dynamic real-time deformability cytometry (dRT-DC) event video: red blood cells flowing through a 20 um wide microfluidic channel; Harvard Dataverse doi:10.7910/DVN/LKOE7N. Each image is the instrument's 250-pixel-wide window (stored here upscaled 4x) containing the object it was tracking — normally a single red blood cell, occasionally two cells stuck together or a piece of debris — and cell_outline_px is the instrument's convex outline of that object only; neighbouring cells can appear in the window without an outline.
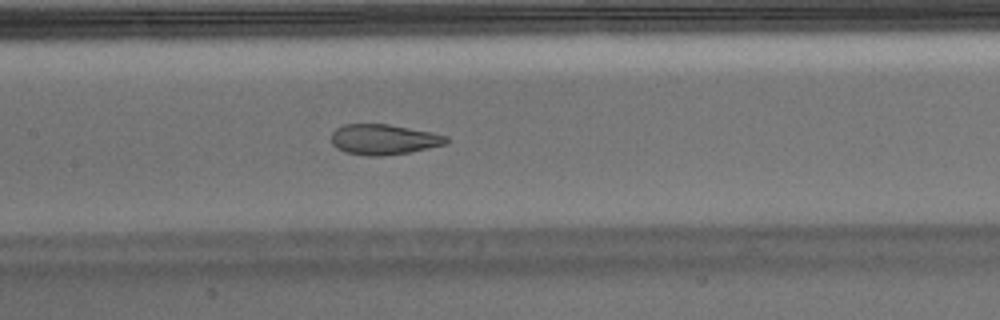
{"species": "Egyptian fruit bat (a non-hibernating species)", "species_latin": "Rousettus aegyptiacus", "temperature_condition": "warm", "stored_images_in_passage": 53, "camera_frame_rate_fps": 3000, "um_per_image_px": 0.085, "animal": {"sex": "male"}, "frame": {"image": 1, "passage_image": 25, "time_ms": 8.0, "image_size_px": [1000, 320], "cell_outline_px": [[448, 144], [408, 152], [384, 156], [368, 156], [344, 152], [336, 148], [332, 144], [332, 132], [336, 128], [344, 124], [388, 124], [432, 132], [448, 136]], "centroid_in_image_um": [32.61, 11.85], "position_along_channel_um": 174.8, "area_um2": 20.46}}
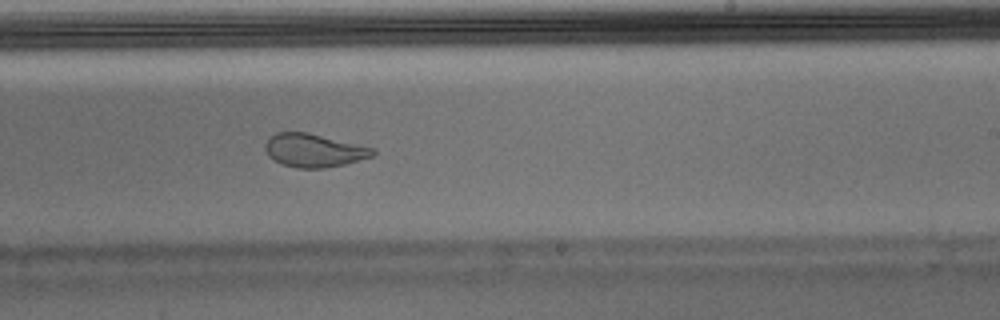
{"frame": {"image": 2, "passage_image": 32, "time_ms": 10.333, "image_size_px": [1000, 320], "cell_outline_px": [[376, 152], [372, 156], [344, 164], [324, 168], [296, 168], [284, 164], [268, 156], [264, 148], [264, 144], [276, 132], [308, 132], [376, 148]], "centroid_in_image_um": [26.7, 12.77], "position_along_channel_um": 262.3, "area_um2": 20.81}}
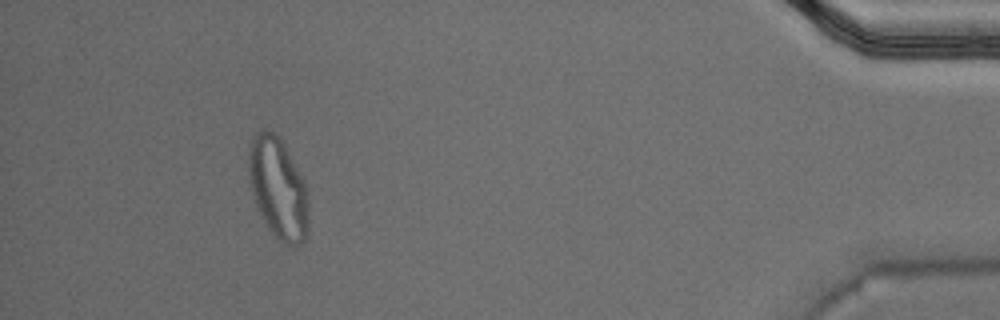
{"frame": {"image": 3, "passage_image": 49, "time_ms": 16.0, "image_size_px": [1000, 320], "cell_outline_px": [[308, 232], [304, 240], [296, 248], [292, 248], [280, 240], [268, 228], [260, 216], [252, 192], [248, 172], [248, 152], [252, 140], [256, 132], [264, 128], [272, 132], [284, 144], [304, 180], [308, 196]], "centroid_in_image_um": [23.65, 16.04], "position_along_channel_um": 411.6, "area_um2": 35.43}, "authors_computed_cell_mechanics": {"area_um2": 22.6576, "velocity_mm_per_s": 3.7624, "shape_relaxation_time_tau1_ms": null, "shape_relaxation_time_tau2_ms": 1.007, "deformation_change_tau1": null, "deformation_change_tau2": 0.0752}}